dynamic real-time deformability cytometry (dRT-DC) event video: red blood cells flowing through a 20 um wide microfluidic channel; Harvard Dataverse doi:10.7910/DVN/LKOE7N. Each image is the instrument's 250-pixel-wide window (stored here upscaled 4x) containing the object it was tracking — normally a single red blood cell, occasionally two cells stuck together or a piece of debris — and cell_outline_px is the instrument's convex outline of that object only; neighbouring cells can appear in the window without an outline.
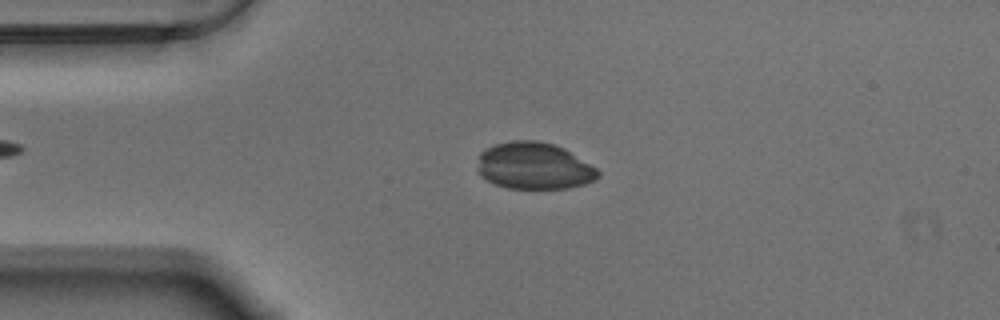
{"species": "Egyptian fruit bat (a non-hibernating species)", "species_latin": "Rousettus aegyptiacus", "temperature_condition": "warm", "stored_images_in_passage": 51, "camera_frame_rate_fps": 3000, "um_per_image_px": 0.085, "animal": {"sex": "male"}, "frame": {"image": 1, "passage_image": 12, "time_ms": 3.667, "image_size_px": [1000, 320], "cell_outline_px": [[600, 176], [596, 180], [584, 184], [568, 188], [508, 188], [496, 184], [480, 176], [480, 152], [496, 144], [512, 140], [536, 140], [552, 144], [564, 148], [596, 168], [600, 172]], "centroid_in_image_um": [45.44, 14.1], "position_along_channel_um": 39.6, "area_um2": 32.54}}
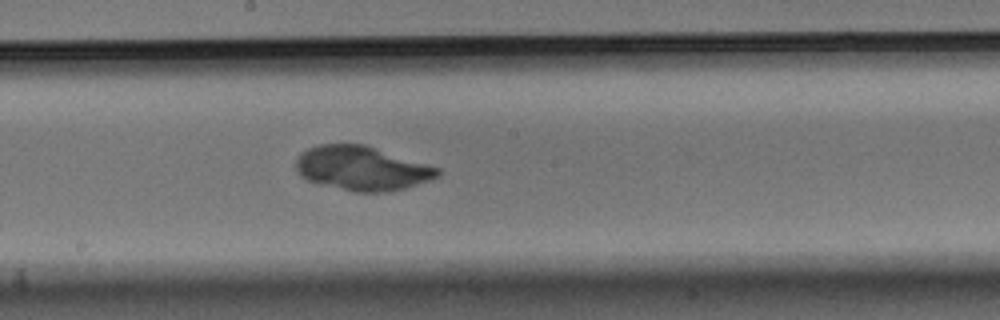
{"frame": {"image": 2, "passage_image": 29, "time_ms": 9.333, "image_size_px": [1000, 320], "cell_outline_px": [[440, 176], [432, 180], [404, 188], [388, 192], [356, 192], [308, 180], [300, 176], [296, 172], [296, 160], [300, 152], [308, 148], [320, 144], [364, 144], [440, 168]], "centroid_in_image_um": [30.77, 14.3], "position_along_channel_um": 217.4, "area_um2": 36.41}}
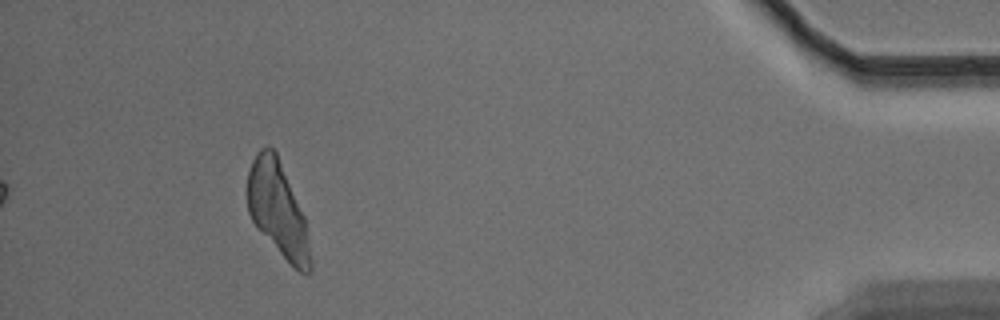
{"frame": {"image": 3, "passage_image": 51, "time_ms": 16.667, "image_size_px": [1000, 320], "cell_outline_px": [[312, 268], [308, 272], [300, 272], [256, 228], [248, 212], [248, 172], [252, 160], [256, 152], [260, 148], [268, 144], [276, 152], [304, 216], [312, 260]], "centroid_in_image_um": [23.6, 17.76], "position_along_channel_um": 411.6, "area_um2": 34.1}}